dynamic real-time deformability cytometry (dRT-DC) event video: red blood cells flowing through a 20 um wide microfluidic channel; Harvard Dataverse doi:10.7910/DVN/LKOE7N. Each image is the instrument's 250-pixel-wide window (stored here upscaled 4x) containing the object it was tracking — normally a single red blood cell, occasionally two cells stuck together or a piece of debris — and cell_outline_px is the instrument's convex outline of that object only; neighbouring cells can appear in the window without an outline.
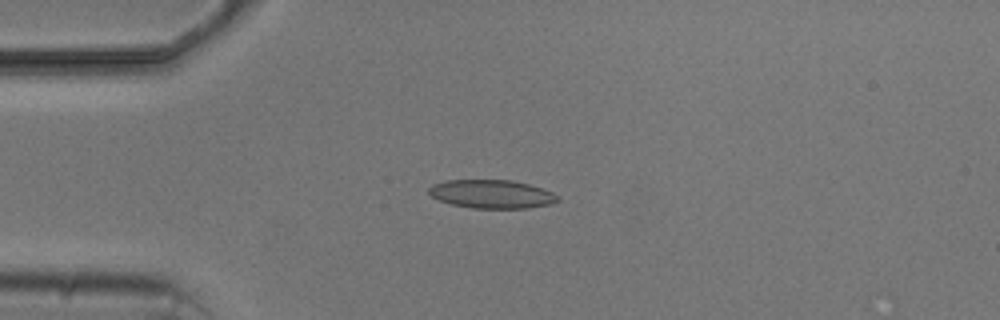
{"species": "common noctule bat (a hibernating species)", "species_latin": "Nyctalus noctula", "temperature_condition": "cold", "stored_images_in_passage": 8, "camera_frame_rate_fps": 3000, "um_per_image_px": 0.085, "animal": {"sex": "male", "body_mass_g": 20.5, "forearm_length_mm": 52.5}, "frame": {"image": 1, "passage_image": 4, "time_ms": 3.667, "image_size_px": [1000, 320], "cell_outline_px": [[560, 200], [552, 204], [528, 208], [472, 208], [452, 204], [440, 200], [432, 196], [428, 192], [428, 188], [432, 184], [444, 180], [512, 180], [528, 184], [552, 192], [560, 196]], "centroid_in_image_um": [41.81, 16.49], "position_along_channel_um": 43.2, "area_um2": 21.44}}
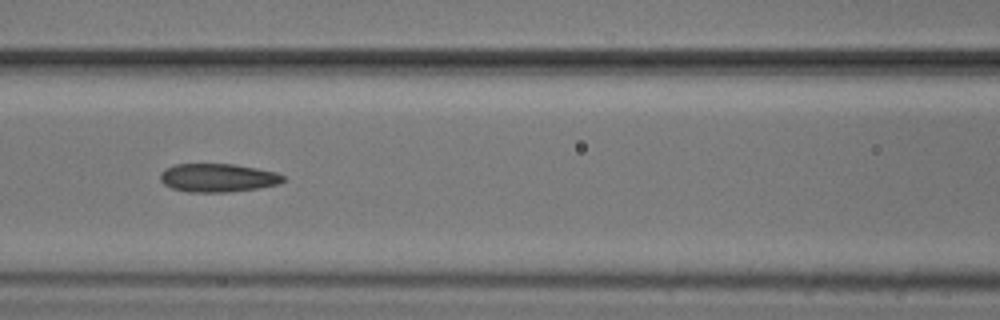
{"frame": {"image": 2, "passage_image": 7, "time_ms": 7.0, "image_size_px": [1000, 320], "cell_outline_px": [[284, 180], [280, 184], [256, 188], [228, 192], [188, 192], [172, 188], [164, 184], [160, 180], [160, 172], [164, 168], [176, 164], [232, 164], [256, 168], [276, 172], [284, 176]], "centroid_in_image_um": [18.49, 15.11], "position_along_channel_um": 148.1, "area_um2": 20.35}}
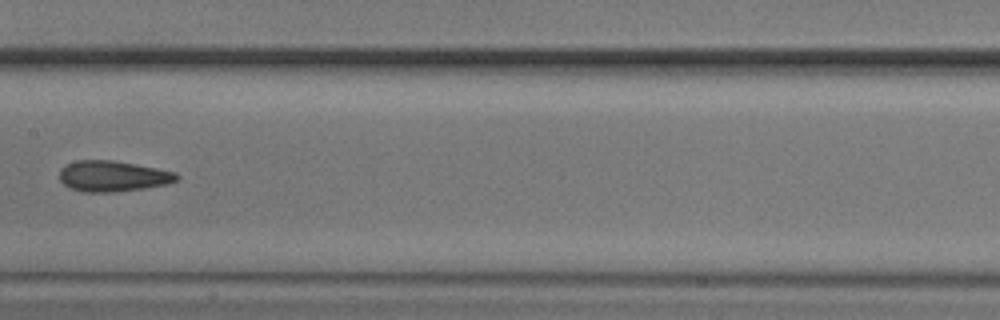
{"frame": {"image": 3, "passage_image": 8, "time_ms": 8.333, "image_size_px": [1000, 320], "cell_outline_px": [[180, 176], [176, 180], [168, 184], [144, 188], [112, 192], [84, 192], [72, 188], [64, 184], [60, 180], [60, 168], [76, 160], [112, 160], [136, 164], [176, 172]], "centroid_in_image_um": [9.6, 14.97], "position_along_channel_um": 197.8, "area_um2": 20.92}}